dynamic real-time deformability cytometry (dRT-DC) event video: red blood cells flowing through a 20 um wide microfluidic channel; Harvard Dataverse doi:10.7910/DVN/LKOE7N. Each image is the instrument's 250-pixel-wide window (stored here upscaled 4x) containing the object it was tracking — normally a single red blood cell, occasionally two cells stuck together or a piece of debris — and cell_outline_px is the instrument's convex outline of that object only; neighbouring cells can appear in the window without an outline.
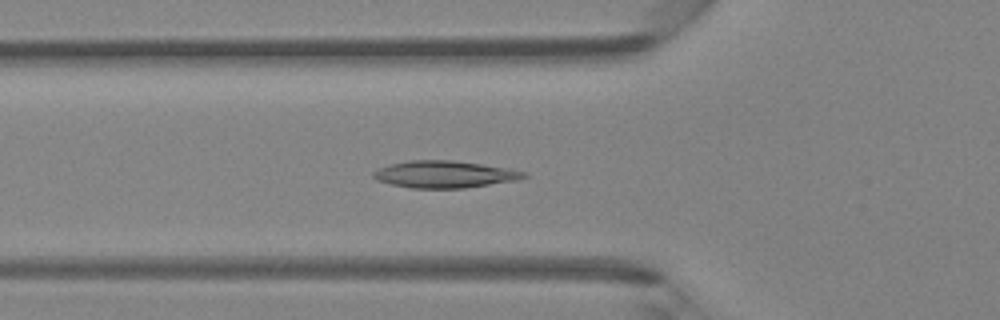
{"species": "Egyptian fruit bat (a non-hibernating species)", "species_latin": "Rousettus aegyptiacus", "temperature_condition": "room temperature", "stored_images_in_passage": 47, "camera_frame_rate_fps": 3000, "um_per_image_px": 0.085, "animal": {"sex": "female"}, "frame": {"image": 1, "passage_image": 16, "time_ms": 5.0, "image_size_px": [1000, 320], "cell_outline_px": [[528, 176], [516, 180], [464, 188], [412, 188], [392, 184], [376, 180], [372, 176], [372, 172], [388, 164], [408, 160], [452, 160], [508, 168], [524, 172]], "centroid_in_image_um": [37.74, 14.81], "position_along_channel_um": 88.1, "area_um2": 23.52}}
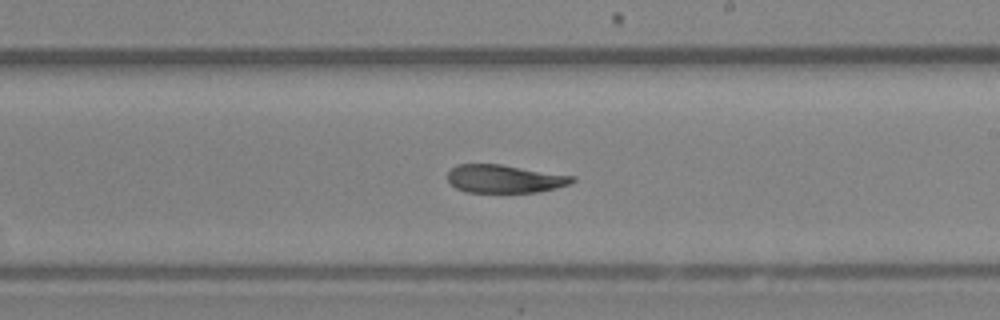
{"frame": {"image": 2, "passage_image": 27, "time_ms": 8.667, "image_size_px": [1000, 320], "cell_outline_px": [[576, 180], [568, 184], [556, 188], [536, 192], [464, 192], [456, 188], [448, 180], [448, 172], [456, 164], [500, 164], [576, 176]], "centroid_in_image_um": [42.89, 15.19], "position_along_channel_um": 246.1, "area_um2": 20.4}}
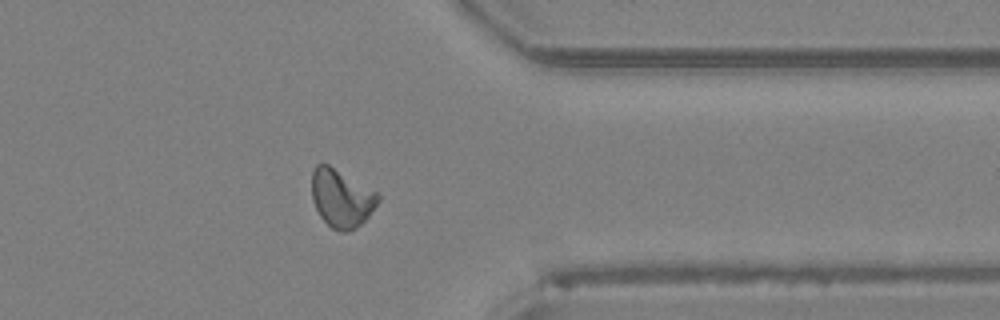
{"frame": {"image": 3, "passage_image": 37, "time_ms": 12.0, "image_size_px": [1000, 320], "cell_outline_px": [[380, 200], [368, 216], [356, 228], [348, 232], [340, 232], [332, 228], [320, 216], [312, 200], [312, 172], [316, 164], [328, 164], [376, 192], [380, 196]], "centroid_in_image_um": [29.01, 16.86], "position_along_channel_um": 382.4, "area_um2": 22.14}}